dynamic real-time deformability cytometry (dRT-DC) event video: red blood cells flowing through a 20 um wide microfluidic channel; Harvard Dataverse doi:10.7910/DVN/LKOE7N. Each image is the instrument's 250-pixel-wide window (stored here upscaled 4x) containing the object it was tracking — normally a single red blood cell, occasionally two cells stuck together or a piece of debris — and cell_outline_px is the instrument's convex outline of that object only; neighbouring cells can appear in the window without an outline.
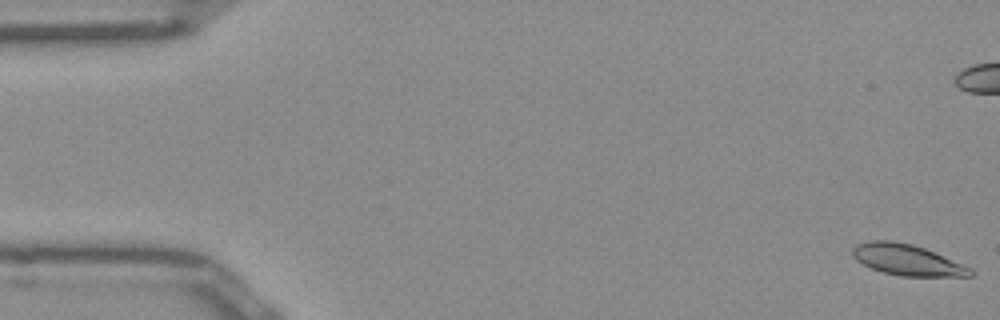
{"species": "Egyptian fruit bat (a non-hibernating species)", "species_latin": "Rousettus aegyptiacus", "temperature_condition": "room temperature", "stored_images_in_passage": 52, "camera_frame_rate_fps": 3000, "um_per_image_px": 0.085, "frame": {"image": 1, "passage_image": 1, "time_ms": 0.0, "image_size_px": [1000, 320], "cell_outline_px": [[976, 272], [972, 276], [900, 276], [884, 272], [872, 268], [856, 260], [852, 256], [852, 248], [856, 244], [872, 240], [892, 240], [912, 244], [924, 248], [972, 268]], "centroid_in_image_um": [77.1, 22.08], "position_along_channel_um": 7.9, "area_um2": 21.21}}
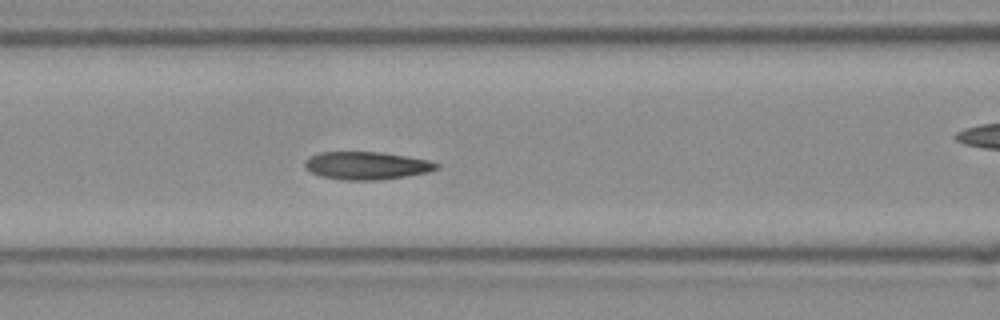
{"frame": {"image": 2, "passage_image": 21, "time_ms": 6.667, "image_size_px": [1000, 320], "cell_outline_px": [[440, 168], [428, 172], [404, 176], [376, 180], [340, 180], [320, 176], [304, 168], [304, 164], [312, 156], [320, 152], [384, 152], [408, 156], [428, 160], [440, 164]], "centroid_in_image_um": [31.19, 14.07], "position_along_channel_um": 135.4, "area_um2": 21.33}}
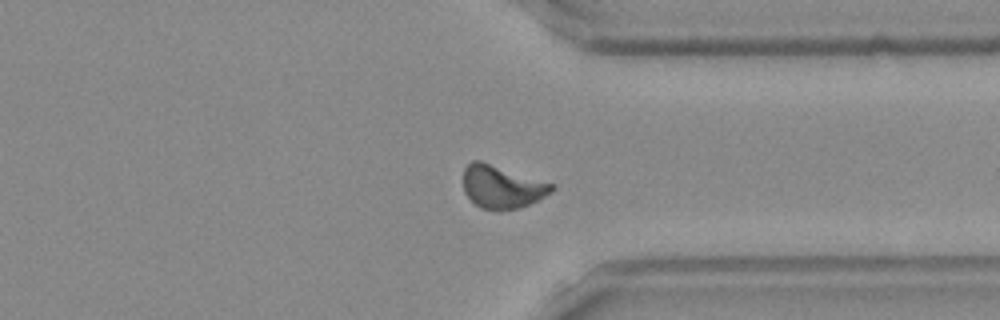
{"frame": {"image": 3, "passage_image": 39, "time_ms": 12.667, "image_size_px": [1000, 320], "cell_outline_px": [[556, 188], [552, 192], [520, 208], [500, 212], [496, 212], [480, 208], [464, 192], [464, 168], [472, 160], [480, 160], [556, 184]], "centroid_in_image_um": [42.68, 15.89], "position_along_channel_um": 368.7, "area_um2": 22.43}, "authors_computed_cell_mechanics": {"area_um2": 21.2704, "velocity_mm_per_s": 3.9208, "shape_relaxation_time_tau1_ms": 5.5015, "shape_relaxation_time_tau2_ms": 1.939, "deformation_change_tau1": 0.1667, "deformation_change_tau2": 0.0782}}